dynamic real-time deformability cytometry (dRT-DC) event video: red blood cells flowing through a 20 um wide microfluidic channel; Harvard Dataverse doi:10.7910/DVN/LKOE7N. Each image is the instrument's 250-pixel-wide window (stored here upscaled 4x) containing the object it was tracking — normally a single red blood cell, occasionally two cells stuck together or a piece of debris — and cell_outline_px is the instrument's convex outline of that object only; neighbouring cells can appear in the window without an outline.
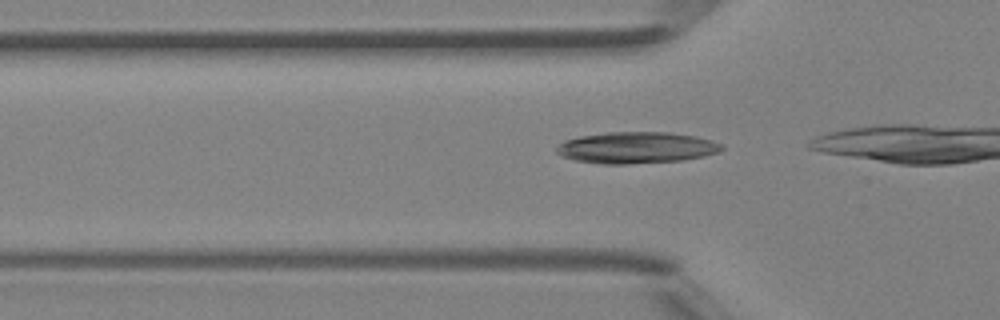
{"species": "Egyptian fruit bat (a non-hibernating species)", "species_latin": "Rousettus aegyptiacus", "temperature_condition": "room temperature", "stored_images_in_passage": 13, "camera_frame_rate_fps": 3000, "um_per_image_px": 0.085, "animal": {"sex": "female"}, "frame": {"image": 1, "passage_image": 11, "time_ms": 3.333, "image_size_px": [1000, 320], "cell_outline_px": [[724, 148], [720, 152], [704, 156], [680, 160], [628, 164], [600, 164], [576, 160], [560, 156], [556, 152], [556, 148], [564, 140], [580, 136], [608, 132], [668, 132], [696, 136], [712, 140], [724, 144]], "centroid_in_image_um": [54.11, 12.55], "position_along_channel_um": 71.7, "area_um2": 30.4}}